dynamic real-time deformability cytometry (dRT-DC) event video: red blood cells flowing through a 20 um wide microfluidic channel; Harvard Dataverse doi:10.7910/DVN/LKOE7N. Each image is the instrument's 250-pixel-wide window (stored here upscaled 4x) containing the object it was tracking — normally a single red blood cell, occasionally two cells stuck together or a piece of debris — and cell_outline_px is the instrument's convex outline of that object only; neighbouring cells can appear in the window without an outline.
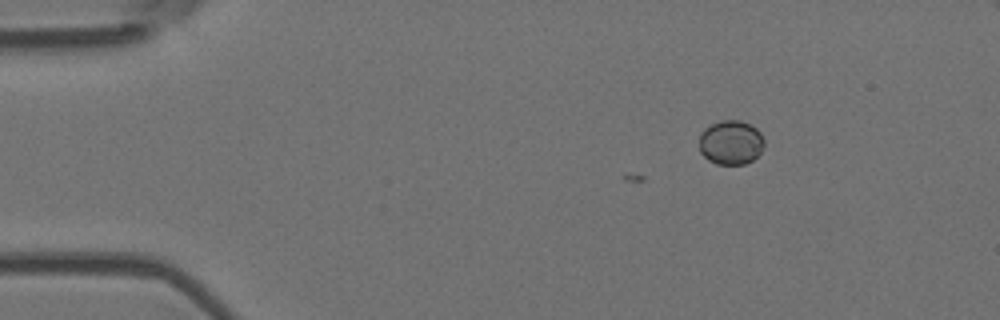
{"species": "Egyptian fruit bat (a non-hibernating species)", "species_latin": "Rousettus aegyptiacus", "temperature_condition": "room temperature", "stored_images_in_passage": 7, "camera_frame_rate_fps": 3000, "um_per_image_px": 0.085, "animal": {"sex": "female"}, "frame": {"image": 1, "passage_image": 2, "time_ms": 1.333, "image_size_px": [1000, 320], "cell_outline_px": [[764, 144], [760, 152], [752, 160], [744, 164], [716, 164], [708, 160], [700, 152], [700, 132], [704, 128], [720, 120], [740, 120], [756, 128], [760, 132], [764, 140]], "centroid_in_image_um": [62.11, 12.1], "position_along_channel_um": 22.9, "area_um2": 16.76}}
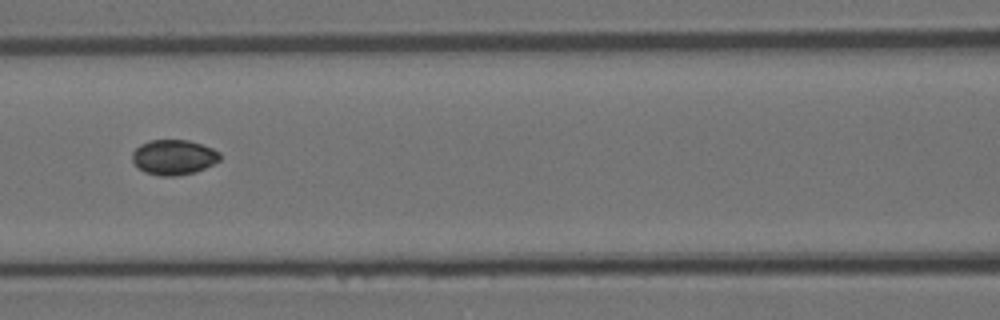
{"frame": {"image": 2, "passage_image": 6, "time_ms": 6.667, "image_size_px": [1000, 320], "cell_outline_px": [[220, 160], [196, 172], [176, 176], [160, 176], [144, 172], [136, 168], [132, 160], [132, 152], [140, 144], [152, 140], [188, 140], [212, 148], [220, 152]], "centroid_in_image_um": [14.73, 13.37], "position_along_channel_um": 151.9, "area_um2": 18.03}}
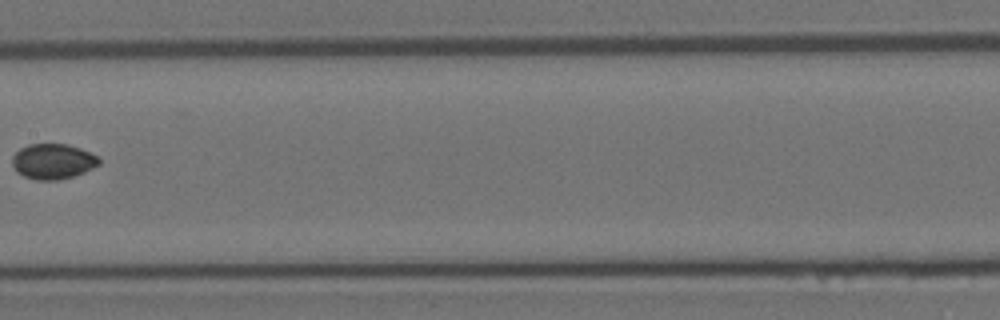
{"frame": {"image": 3, "passage_image": 7, "time_ms": 8.0, "image_size_px": [1000, 320], "cell_outline_px": [[100, 164], [84, 172], [72, 176], [56, 180], [36, 180], [24, 176], [16, 172], [12, 164], [12, 156], [20, 148], [28, 144], [68, 144], [80, 148], [96, 156], [100, 160]], "centroid_in_image_um": [4.46, 13.71], "position_along_channel_um": 202.9, "area_um2": 17.8}}